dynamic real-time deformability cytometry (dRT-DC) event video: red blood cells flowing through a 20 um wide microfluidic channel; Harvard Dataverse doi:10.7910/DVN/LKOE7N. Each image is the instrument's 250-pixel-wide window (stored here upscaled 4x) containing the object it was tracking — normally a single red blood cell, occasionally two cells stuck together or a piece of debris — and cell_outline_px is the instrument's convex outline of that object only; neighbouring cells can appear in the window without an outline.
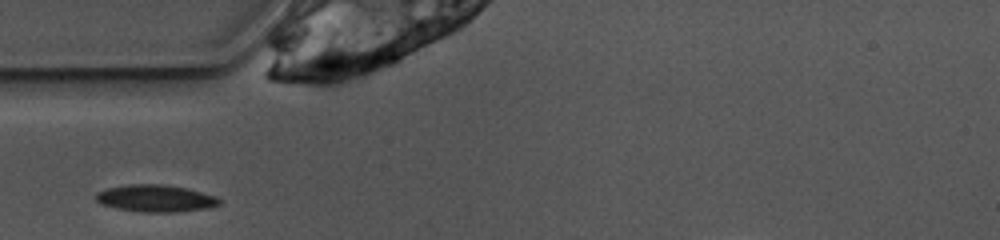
{"species": "common noctule bat (a hibernating species)", "species_latin": "Nyctalus noctula", "temperature_condition": "warm", "stored_images_in_passage": 23, "camera_frame_rate_fps": 3000, "um_per_image_px": 0.085, "animal": {"sex": "female", "body_mass_g": 10.0, "forearm_length_mm": 53.1}, "frame": {"image": 1, "passage_image": 1, "time_ms": 0.0, "image_size_px": [1000, 240], "cell_outline_px": [[220, 204], [208, 208], [176, 212], [140, 212], [116, 208], [100, 204], [96, 200], [96, 192], [108, 188], [128, 184], [164, 184], [184, 188], [216, 196], [220, 200]], "centroid_in_image_um": [13.19, 16.86], "position_along_channel_um": 71.8, "area_um2": 19.42}}
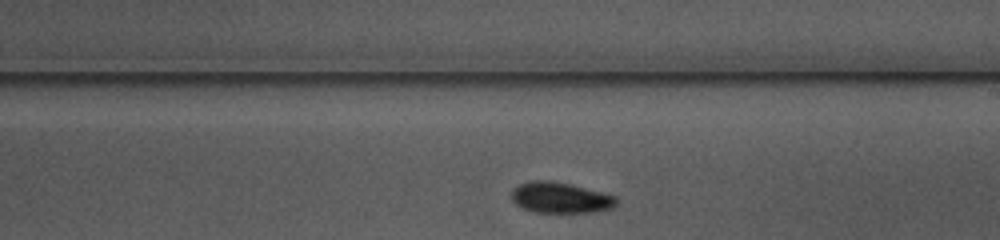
{"frame": {"image": 2, "passage_image": 14, "time_ms": 4.333, "image_size_px": [1000, 240], "cell_outline_px": [[616, 204], [612, 208], [596, 212], [536, 212], [524, 208], [516, 204], [512, 200], [512, 188], [520, 184], [532, 180], [552, 180], [616, 196]], "centroid_in_image_um": [47.61, 16.8], "position_along_channel_um": 241.4, "area_um2": 18.61}}
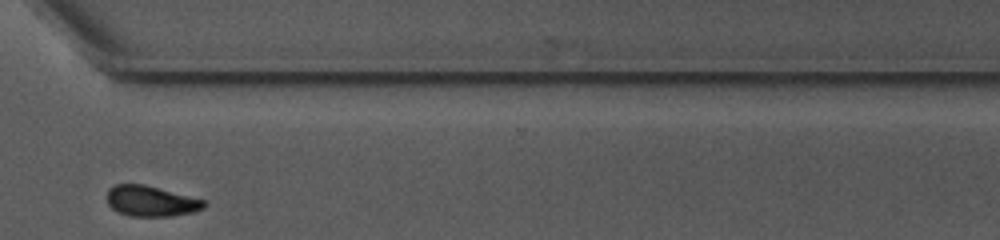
{"frame": {"image": 3, "passage_image": 23, "time_ms": 7.333, "image_size_px": [1000, 240], "cell_outline_px": [[208, 204], [204, 208], [192, 212], [172, 216], [128, 216], [116, 212], [108, 204], [108, 188], [116, 184], [144, 184], [204, 200]], "centroid_in_image_um": [12.82, 17.1], "position_along_channel_um": 357.8, "area_um2": 17.28}}